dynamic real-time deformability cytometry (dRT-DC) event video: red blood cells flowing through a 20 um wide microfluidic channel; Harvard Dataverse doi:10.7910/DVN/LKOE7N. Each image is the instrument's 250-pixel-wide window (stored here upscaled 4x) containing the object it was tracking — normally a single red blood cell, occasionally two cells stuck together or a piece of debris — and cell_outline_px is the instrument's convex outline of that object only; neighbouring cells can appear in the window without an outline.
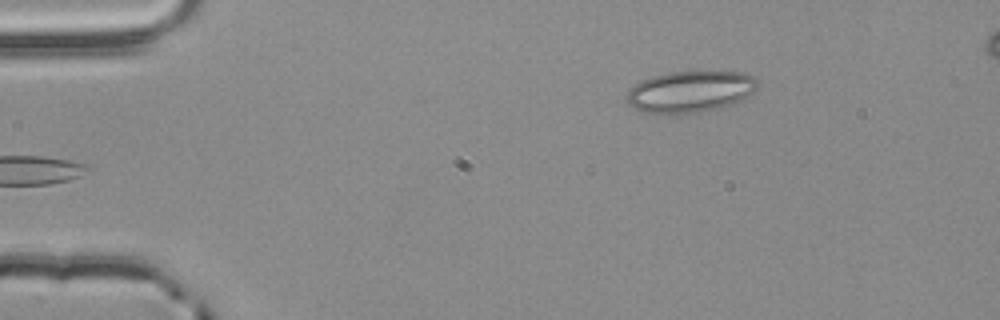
{"species": "common noctule bat (a hibernating species)", "species_latin": "Nyctalus noctula", "temperature_condition": "room temperature", "stored_images_in_passage": 3, "camera_frame_rate_fps": 3000, "um_per_image_px": 0.085, "animal": {"sex": "male", "body_mass_g": 20.4}, "frame": {"image": 1, "passage_image": 3, "time_ms": 0.667, "image_size_px": [1000, 320], "cell_outline_px": [[760, 84], [752, 92], [740, 100], [732, 104], [700, 112], [676, 116], [644, 112], [632, 108], [628, 104], [628, 92], [640, 80], [652, 76], [668, 72], [744, 72], [752, 76]], "centroid_in_image_um": [58.64, 7.81], "position_along_channel_um": 26.4, "area_um2": 31.79}}